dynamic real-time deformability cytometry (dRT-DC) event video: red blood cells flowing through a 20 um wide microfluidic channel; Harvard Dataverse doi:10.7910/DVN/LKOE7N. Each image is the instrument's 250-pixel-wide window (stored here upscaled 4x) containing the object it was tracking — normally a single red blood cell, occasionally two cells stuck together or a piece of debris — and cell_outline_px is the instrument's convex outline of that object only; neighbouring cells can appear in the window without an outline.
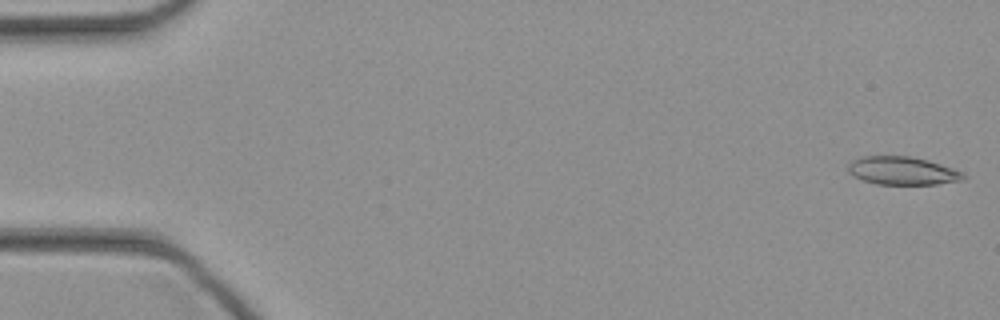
{"species": "common noctule bat (a hibernating species)", "species_latin": "Nyctalus noctula", "temperature_condition": "cold", "stored_images_in_passage": 45, "camera_frame_rate_fps": 3000, "um_per_image_px": 0.085, "animal": {"sex": "female", "body_mass_g": 21.9}, "frame": {"image": 1, "passage_image": 1, "time_ms": 0.0, "image_size_px": [1000, 320], "cell_outline_px": [[964, 180], [936, 184], [876, 184], [864, 180], [848, 172], [848, 164], [852, 160], [860, 156], [912, 156], [928, 160], [964, 172]], "centroid_in_image_um": [76.71, 14.5], "position_along_channel_um": 8.3, "area_um2": 18.84}}
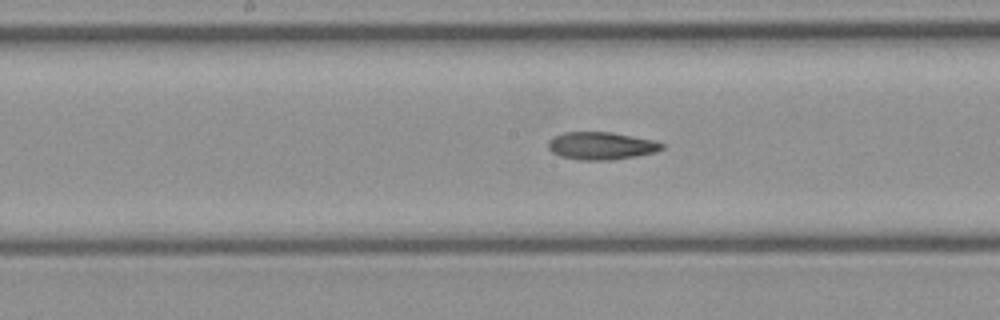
{"frame": {"image": 2, "passage_image": 23, "time_ms": 7.333, "image_size_px": [1000, 320], "cell_outline_px": [[664, 148], [656, 152], [636, 156], [612, 160], [580, 160], [560, 156], [552, 152], [548, 148], [548, 140], [552, 136], [564, 132], [612, 132], [656, 140], [664, 144]], "centroid_in_image_um": [51.11, 12.39], "position_along_channel_um": 197.1, "area_um2": 18.55}}
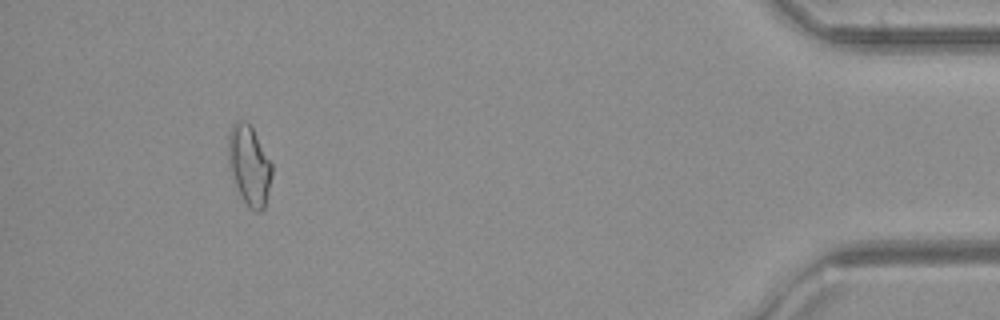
{"frame": {"image": 3, "passage_image": 42, "time_ms": 13.667, "image_size_px": [1000, 320], "cell_outline_px": [[272, 176], [264, 208], [260, 212], [256, 212], [248, 208], [236, 188], [228, 164], [228, 136], [232, 124], [236, 120], [244, 120], [252, 128], [272, 164]], "centroid_in_image_um": [21.17, 14.07], "position_along_channel_um": 414.0, "area_um2": 20.29}}